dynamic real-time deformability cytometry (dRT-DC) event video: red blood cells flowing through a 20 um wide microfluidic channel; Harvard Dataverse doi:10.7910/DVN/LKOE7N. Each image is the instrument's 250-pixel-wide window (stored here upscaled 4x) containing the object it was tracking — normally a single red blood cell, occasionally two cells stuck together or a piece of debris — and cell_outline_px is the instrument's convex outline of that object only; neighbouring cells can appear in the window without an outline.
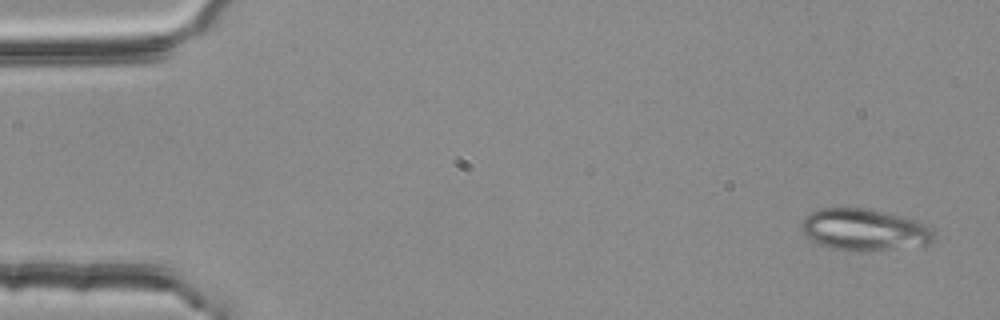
{"species": "common noctule bat (a hibernating species)", "species_latin": "Nyctalus noctula", "temperature_condition": "room temperature", "stored_images_in_passage": 4, "camera_frame_rate_fps": 3000, "um_per_image_px": 0.085, "animal": {"sex": "female", "body_mass_g": 25.1}, "frame": {"image": 1, "passage_image": 1, "time_ms": 0.0, "image_size_px": [1000, 320], "cell_outline_px": [[936, 240], [928, 244], [856, 252], [828, 248], [812, 240], [804, 232], [804, 216], [808, 212], [820, 208], [864, 208], [884, 212], [920, 220], [932, 228], [936, 232]], "centroid_in_image_um": [73.53, 19.52], "position_along_channel_um": 11.5, "area_um2": 32.31}}